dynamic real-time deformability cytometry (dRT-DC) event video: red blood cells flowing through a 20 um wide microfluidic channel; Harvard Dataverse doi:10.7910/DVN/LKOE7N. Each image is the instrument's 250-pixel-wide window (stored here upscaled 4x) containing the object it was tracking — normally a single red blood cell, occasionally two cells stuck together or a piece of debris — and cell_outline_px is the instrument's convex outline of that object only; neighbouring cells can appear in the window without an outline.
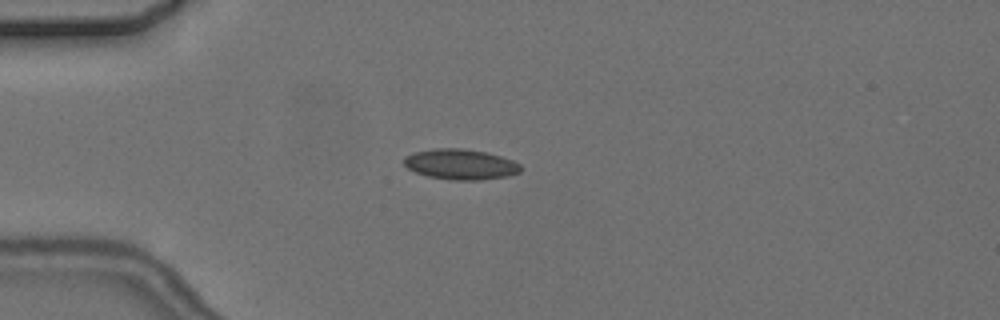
{"species": "common noctule bat (a hibernating species)", "species_latin": "Nyctalus noctula", "temperature_condition": "cold", "stored_images_in_passage": 6, "camera_frame_rate_fps": 3000, "um_per_image_px": 0.085, "animal": {"sex": "female", "body_mass_g": 24.6, "forearm_length_mm": 56.2}, "frame": {"image": 1, "passage_image": 3, "time_ms": 3.333, "image_size_px": [1000, 320], "cell_outline_px": [[520, 172], [508, 176], [480, 180], [452, 180], [428, 176], [416, 172], [408, 168], [404, 164], [404, 156], [412, 152], [432, 148], [464, 148], [488, 152], [512, 160], [520, 164]], "centroid_in_image_um": [39.13, 13.95], "position_along_channel_um": 45.9, "area_um2": 20.87}}
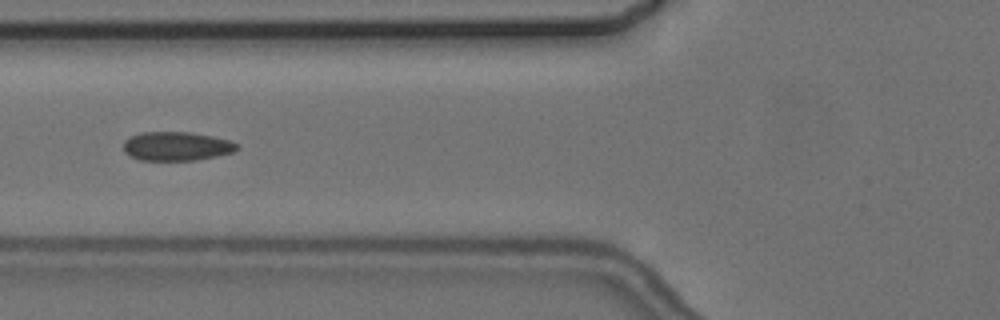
{"frame": {"image": 2, "passage_image": 5, "time_ms": 5.667, "image_size_px": [1000, 320], "cell_outline_px": [[240, 148], [232, 152], [216, 156], [196, 160], [140, 160], [128, 156], [124, 152], [124, 140], [128, 136], [140, 132], [192, 132], [212, 136], [228, 140], [240, 144]], "centroid_in_image_um": [14.98, 12.42], "position_along_channel_um": 110.8, "area_um2": 19.36}}
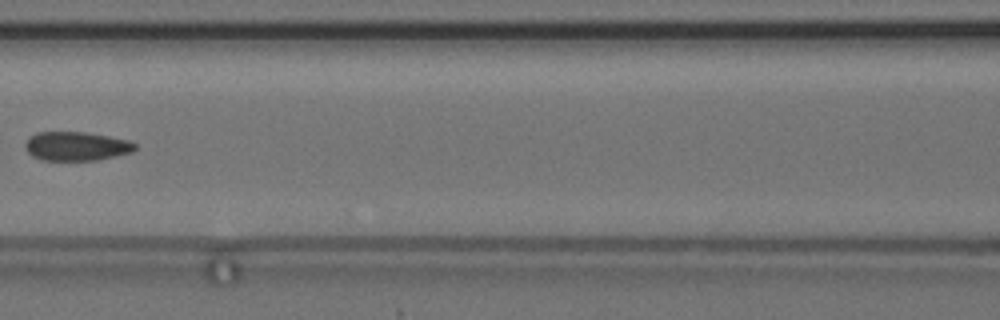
{"frame": {"image": 3, "passage_image": 6, "time_ms": 7.0, "image_size_px": [1000, 320], "cell_outline_px": [[136, 148], [132, 152], [116, 156], [96, 160], [40, 160], [32, 156], [24, 148], [24, 144], [36, 132], [84, 132], [108, 136], [128, 140], [136, 144]], "centroid_in_image_um": [6.48, 12.43], "position_along_channel_um": 160.1, "area_um2": 18.5}}